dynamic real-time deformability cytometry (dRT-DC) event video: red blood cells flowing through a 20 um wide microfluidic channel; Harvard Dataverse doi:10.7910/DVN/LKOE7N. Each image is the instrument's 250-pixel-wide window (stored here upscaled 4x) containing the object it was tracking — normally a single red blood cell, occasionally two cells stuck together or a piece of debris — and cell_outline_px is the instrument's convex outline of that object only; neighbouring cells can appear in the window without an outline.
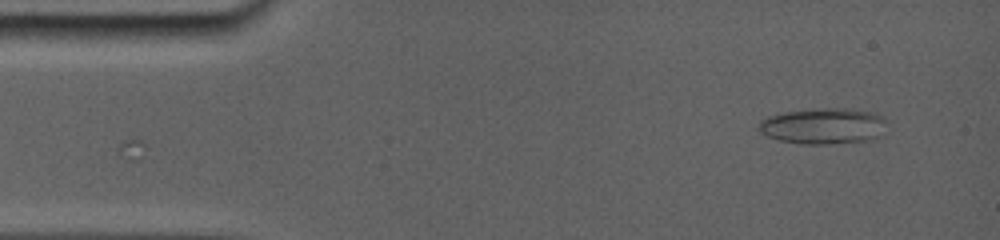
{"species": "common noctule bat (a hibernating species)", "species_latin": "Nyctalus noctula", "temperature_condition": "room temperature", "stored_images_in_passage": 39, "camera_frame_rate_fps": 5000, "um_per_image_px": 0.085, "animal": {"sex": "female", "body_mass_g": 19.0, "forearm_length_mm": 56.7}, "frame": {"image": 1, "passage_image": 1, "time_ms": 0.0, "image_size_px": [1000, 240], "cell_outline_px": [[876, 116], [848, 140], [788, 140], [772, 136], [764, 132], [760, 128], [760, 124], [764, 120], [772, 116], [788, 112], [828, 108], [836, 108], [864, 112]], "centroid_in_image_um": [69.41, 10.58], "position_along_channel_um": 15.6, "area_um2": 20.35}}
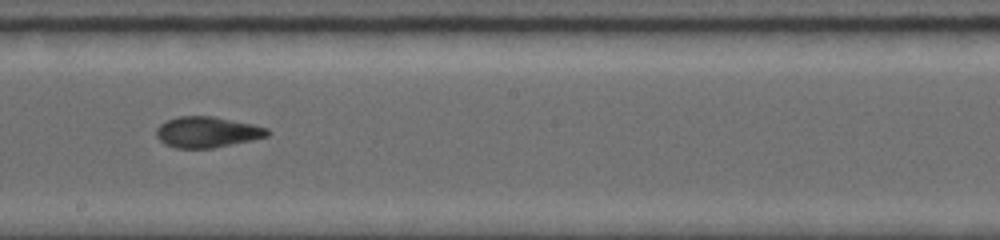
{"frame": {"image": 2, "passage_image": 21, "time_ms": 7.8, "image_size_px": [1000, 240], "cell_outline_px": [[268, 136], [252, 140], [212, 148], [176, 148], [164, 144], [156, 136], [156, 128], [164, 120], [176, 116], [216, 116], [252, 124], [268, 128]], "centroid_in_image_um": [17.56, 11.21], "position_along_channel_um": 230.6, "area_um2": 20.11}}
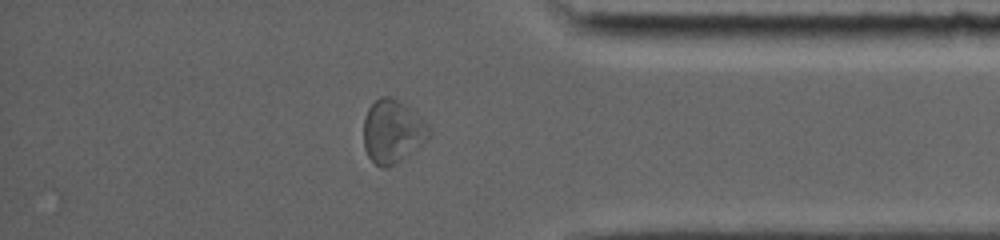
{"frame": {"image": 3, "passage_image": 35, "time_ms": 12.4, "image_size_px": [1000, 240], "cell_outline_px": [[432, 136], [420, 148], [392, 164], [384, 168], [380, 168], [368, 156], [364, 148], [364, 116], [368, 108], [380, 96], [388, 96], [404, 104], [424, 116], [432, 128]], "centroid_in_image_um": [33.43, 11.16], "position_along_channel_um": 401.8, "area_um2": 24.62}, "authors_computed_cell_mechanics": {"area_um2": 19.7098, "velocity_mm_per_s": 3.9005, "shape_relaxation_time_tau1_ms": null, "shape_relaxation_time_tau2_ms": 2.5941, "deformation_change_tau1": null, "deformation_change_tau2": 0.0807}}